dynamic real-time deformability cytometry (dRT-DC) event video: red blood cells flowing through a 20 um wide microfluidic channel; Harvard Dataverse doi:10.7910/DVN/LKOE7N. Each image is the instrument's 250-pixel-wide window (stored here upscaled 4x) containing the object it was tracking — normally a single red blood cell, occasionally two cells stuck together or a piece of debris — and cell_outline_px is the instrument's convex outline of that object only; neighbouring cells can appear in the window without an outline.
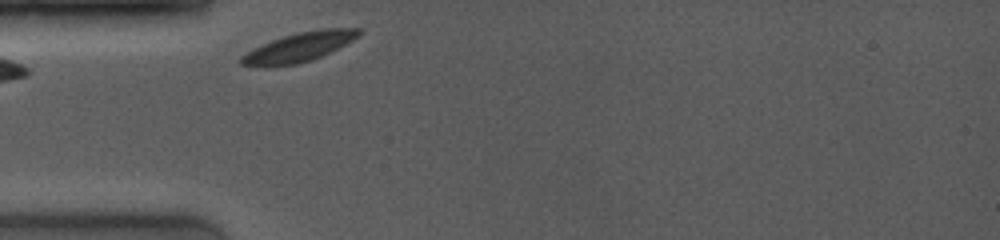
{"species": "common noctule bat (a hibernating species)", "species_latin": "Nyctalus noctula", "temperature_condition": "room temperature", "stored_images_in_passage": 3, "camera_frame_rate_fps": 4000, "um_per_image_px": 0.085, "animal": {"sex": "female", "body_mass_g": 19.0, "forearm_length_mm": 53.3}, "frame": {"image": 1, "passage_image": 1, "time_ms": 0.0, "image_size_px": [1000, 240], "cell_outline_px": [[364, 28], [352, 40], [312, 60], [296, 64], [240, 64], [236, 60], [240, 56], [252, 48], [272, 40], [284, 36], [300, 32], [320, 28]], "centroid_in_image_um": [25.42, 3.96], "position_along_channel_um": 59.6, "area_um2": 19.25}}